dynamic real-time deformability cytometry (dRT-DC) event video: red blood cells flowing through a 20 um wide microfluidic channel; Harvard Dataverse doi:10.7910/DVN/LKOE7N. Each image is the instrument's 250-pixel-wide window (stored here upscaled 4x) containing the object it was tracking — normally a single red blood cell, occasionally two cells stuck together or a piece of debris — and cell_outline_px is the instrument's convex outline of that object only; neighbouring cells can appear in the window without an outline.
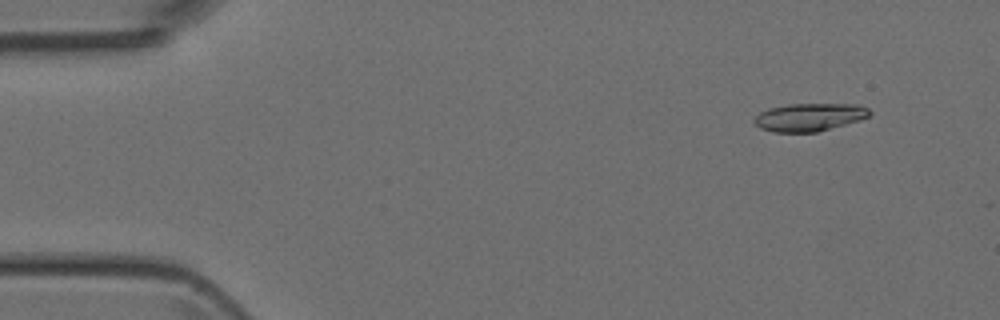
{"species": "Egyptian fruit bat (a non-hibernating species)", "species_latin": "Rousettus aegyptiacus", "temperature_condition": "room temperature", "stored_images_in_passage": 46, "camera_frame_rate_fps": 3000, "um_per_image_px": 0.085, "animal": {"sex": "female"}, "frame": {"image": 1, "passage_image": 3, "time_ms": 0.667, "image_size_px": [1000, 320], "cell_outline_px": [[872, 112], [868, 116], [860, 120], [816, 132], [772, 132], [760, 128], [752, 120], [760, 112], [768, 108], [788, 104], [856, 104], [868, 108]], "centroid_in_image_um": [68.78, 9.95], "position_along_channel_um": 16.2, "area_um2": 18.73}}
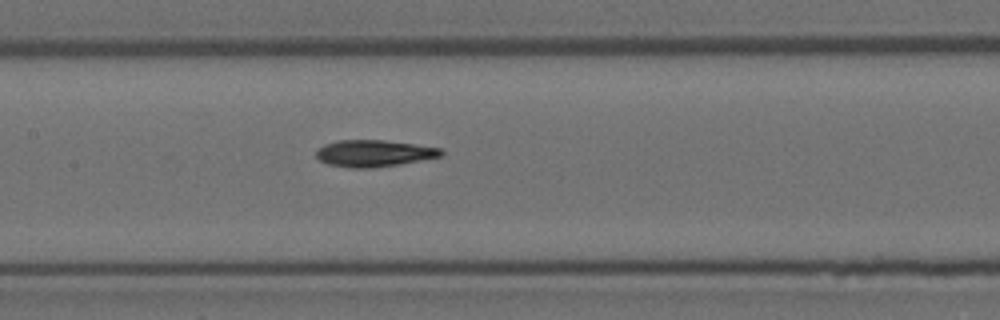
{"frame": {"image": 2, "passage_image": 21, "time_ms": 6.667, "image_size_px": [1000, 320], "cell_outline_px": [[444, 152], [440, 156], [400, 164], [372, 168], [348, 168], [328, 164], [320, 160], [316, 156], [316, 152], [324, 144], [336, 140], [384, 140], [440, 148]], "centroid_in_image_um": [31.74, 13.03], "position_along_channel_um": 175.7, "area_um2": 19.31}}
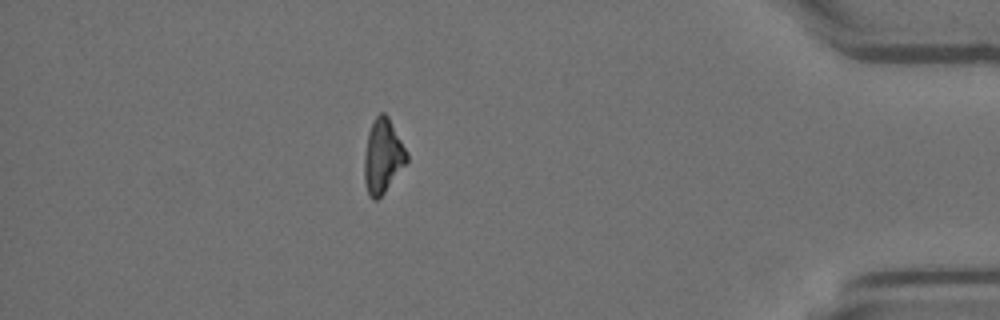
{"frame": {"image": 3, "passage_image": 40, "time_ms": 13.0, "image_size_px": [1000, 320], "cell_outline_px": [[408, 160], [384, 192], [376, 200], [372, 200], [368, 196], [364, 180], [364, 156], [368, 132], [376, 116], [380, 112], [384, 112], [388, 116], [408, 152]], "centroid_in_image_um": [32.53, 13.27], "position_along_channel_um": 402.7, "area_um2": 18.26}}